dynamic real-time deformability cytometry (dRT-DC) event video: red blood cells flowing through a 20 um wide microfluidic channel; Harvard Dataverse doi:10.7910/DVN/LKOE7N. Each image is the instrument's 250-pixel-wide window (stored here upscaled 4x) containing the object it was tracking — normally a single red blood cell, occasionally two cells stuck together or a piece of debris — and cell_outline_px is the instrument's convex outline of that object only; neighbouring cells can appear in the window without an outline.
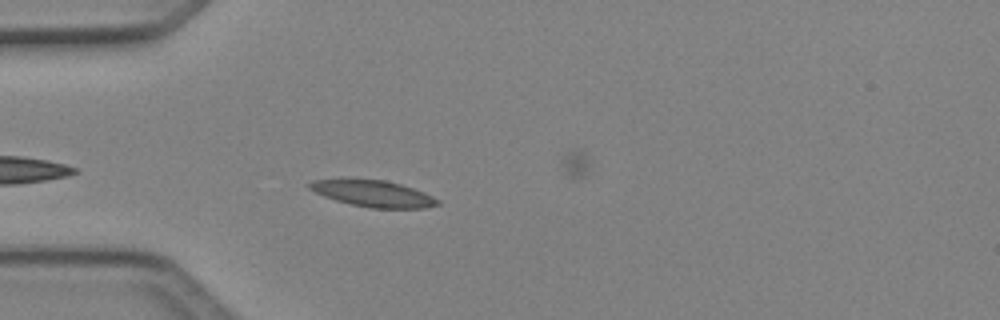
{"species": "Egyptian fruit bat (a non-hibernating species)", "species_latin": "Rousettus aegyptiacus", "temperature_condition": "cold", "stored_images_in_passage": 29, "camera_frame_rate_fps": 3000, "um_per_image_px": 0.085, "animal": {"sex": "female"}, "frame": {"image": 1, "passage_image": 4, "time_ms": 1.0, "image_size_px": [1000, 320], "cell_outline_px": [[440, 204], [424, 208], [372, 208], [352, 204], [336, 200], [324, 196], [308, 188], [308, 184], [312, 180], [384, 180], [400, 184], [424, 192], [440, 200]], "centroid_in_image_um": [31.76, 16.47], "position_along_channel_um": 53.2, "area_um2": 19.25}}
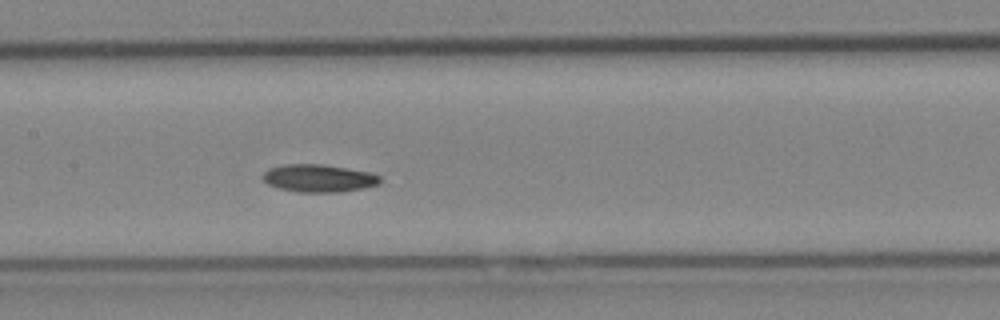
{"frame": {"image": 2, "passage_image": 14, "time_ms": 4.333, "image_size_px": [1000, 320], "cell_outline_px": [[380, 184], [364, 188], [340, 192], [300, 192], [276, 188], [268, 184], [260, 176], [268, 168], [284, 164], [320, 164], [372, 172], [380, 176]], "centroid_in_image_um": [27.07, 15.15], "position_along_channel_um": 180.3, "area_um2": 19.07}}
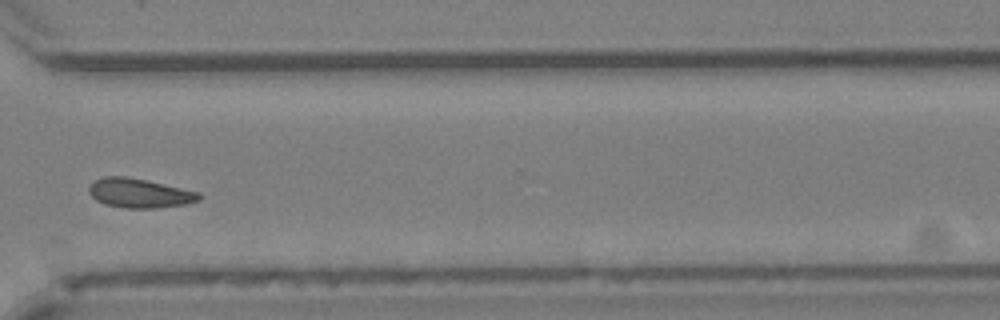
{"frame": {"image": 3, "passage_image": 27, "time_ms": 8.667, "image_size_px": [1000, 320], "cell_outline_px": [[204, 196], [200, 200], [184, 204], [156, 208], [124, 208], [104, 204], [96, 200], [88, 192], [88, 188], [96, 180], [104, 176], [124, 176], [144, 180], [200, 192]], "centroid_in_image_um": [11.86, 16.43], "position_along_channel_um": 358.7, "area_um2": 18.67}, "authors_computed_cell_mechanics": {"area_um2": 18.9006, "velocity_mm_per_s": 4.1029, "shape_relaxation_time_tau1_ms": 7.8903, "shape_relaxation_time_tau2_ms": null, "deformation_change_tau1": 0.1271, "deformation_change_tau2": null}}